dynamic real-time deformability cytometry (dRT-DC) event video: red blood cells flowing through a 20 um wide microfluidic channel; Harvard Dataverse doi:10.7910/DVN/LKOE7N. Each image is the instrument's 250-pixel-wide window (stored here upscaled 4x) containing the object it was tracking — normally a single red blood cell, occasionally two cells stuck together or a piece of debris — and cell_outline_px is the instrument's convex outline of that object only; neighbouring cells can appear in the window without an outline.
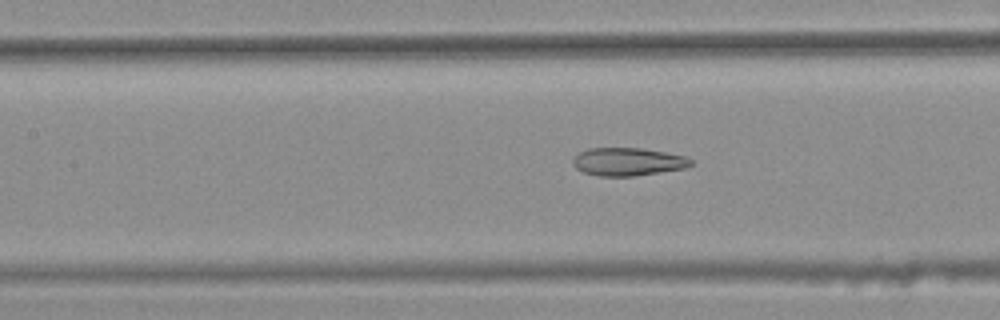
{"species": "common noctule bat (a hibernating species)", "species_latin": "Nyctalus noctula", "temperature_condition": "warm", "stored_images_in_passage": 36, "camera_frame_rate_fps": 3000, "um_per_image_px": 0.085, "animal": {"sex": "female", "body_mass_g": 25.1}, "frame": {"image": 1, "passage_image": 13, "time_ms": 4.0, "image_size_px": [1000, 320], "cell_outline_px": [[692, 164], [688, 168], [636, 176], [600, 176], [584, 172], [576, 168], [572, 164], [572, 160], [580, 152], [588, 148], [640, 148], [664, 152], [684, 156], [692, 160]], "centroid_in_image_um": [53.38, 13.75], "position_along_channel_um": 154.0, "area_um2": 19.25}}
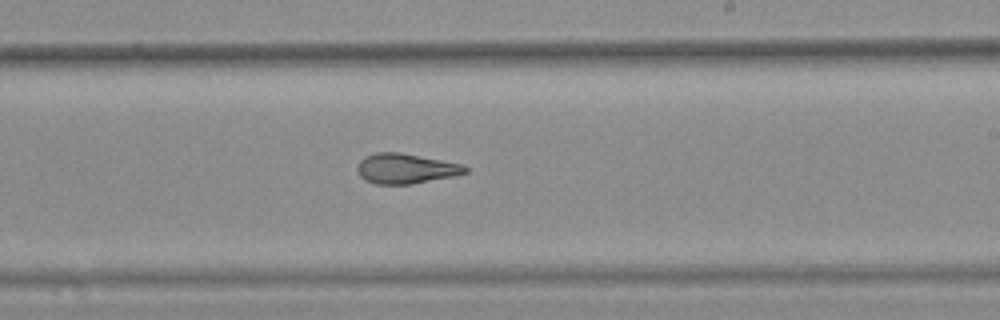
{"frame": {"image": 2, "passage_image": 21, "time_ms": 6.667, "image_size_px": [1000, 320], "cell_outline_px": [[468, 172], [452, 176], [412, 184], [376, 184], [364, 180], [360, 176], [356, 168], [360, 160], [364, 156], [376, 152], [400, 152], [464, 164], [468, 168]], "centroid_in_image_um": [34.47, 14.32], "position_along_channel_um": 254.5, "area_um2": 19.02}}
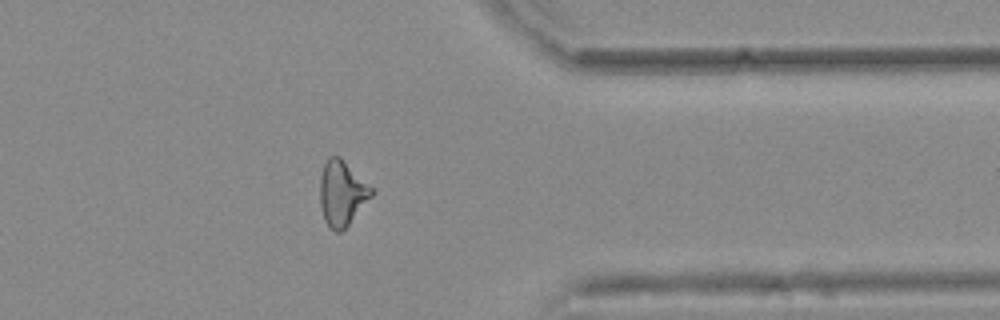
{"frame": {"image": 3, "passage_image": 32, "time_ms": 10.333, "image_size_px": [1000, 320], "cell_outline_px": [[376, 192], [348, 224], [340, 232], [336, 232], [324, 220], [320, 204], [320, 176], [324, 164], [328, 156], [340, 156]], "centroid_in_image_um": [29.06, 16.4], "position_along_channel_um": 382.3, "area_um2": 19.36}, "authors_computed_cell_mechanics": {"area_um2": 19.2474, "velocity_mm_per_s": 3.7783, "shape_relaxation_time_tau1_ms": null, "shape_relaxation_time_tau2_ms": 2.5396, "deformation_change_tau1": null, "deformation_change_tau2": 0.1101}}